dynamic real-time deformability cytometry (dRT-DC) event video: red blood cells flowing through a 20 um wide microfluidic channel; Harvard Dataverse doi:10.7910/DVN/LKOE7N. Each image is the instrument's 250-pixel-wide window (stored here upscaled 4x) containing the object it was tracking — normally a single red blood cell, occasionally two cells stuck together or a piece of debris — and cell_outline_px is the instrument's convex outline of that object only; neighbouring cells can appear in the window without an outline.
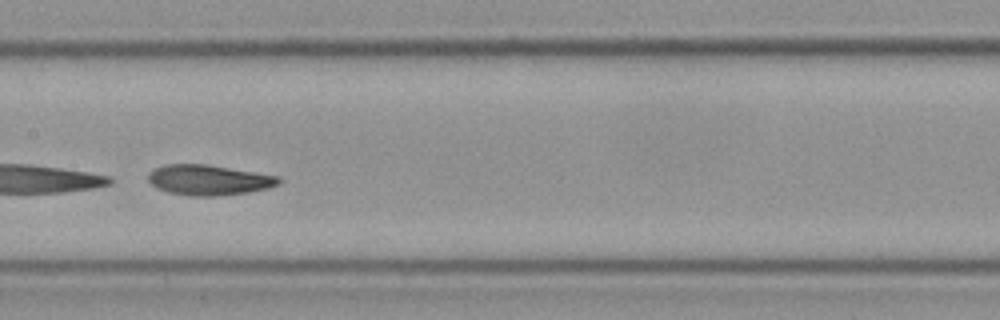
{"species": "Egyptian fruit bat (a non-hibernating species)", "species_latin": "Rousettus aegyptiacus", "temperature_condition": "cold", "stored_images_in_passage": 46, "camera_frame_rate_fps": 3000, "um_per_image_px": 0.085, "frame": {"image": 1, "passage_image": 20, "time_ms": 6.333, "image_size_px": [1000, 320], "cell_outline_px": [[280, 184], [268, 188], [248, 192], [220, 196], [188, 196], [168, 192], [156, 188], [148, 180], [148, 172], [164, 164], [208, 164], [280, 176]], "centroid_in_image_um": [17.74, 15.3], "position_along_channel_um": 189.7, "area_um2": 23.29}}
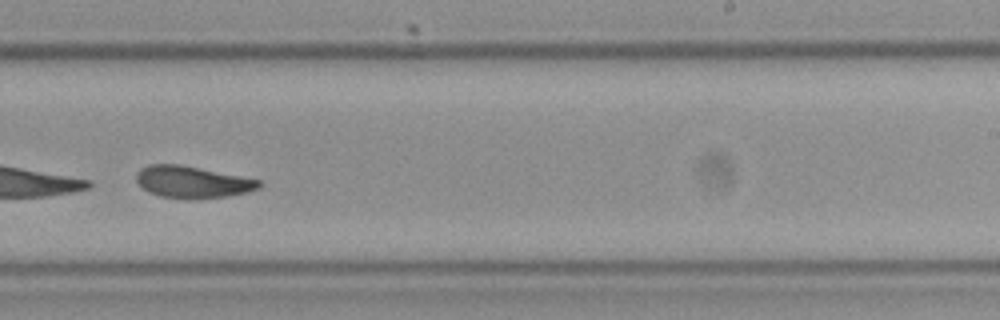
{"frame": {"image": 2, "passage_image": 27, "time_ms": 8.667, "image_size_px": [1000, 320], "cell_outline_px": [[264, 184], [260, 188], [248, 192], [224, 196], [188, 200], [160, 196], [148, 192], [136, 180], [136, 172], [140, 168], [148, 164], [180, 164], [260, 180]], "centroid_in_image_um": [16.34, 15.47], "position_along_channel_um": 272.7, "area_um2": 22.89}, "authors_computed_cell_mechanics": {"area_um2": 23.9581, "velocity_mm_per_s": 3.5619, "shape_relaxation_time_tau1_ms": 1.047, "shape_relaxation_time_tau2_ms": 3.2752, "deformation_change_tau1": 0.268, "deformation_change_tau2": 0.0976}}